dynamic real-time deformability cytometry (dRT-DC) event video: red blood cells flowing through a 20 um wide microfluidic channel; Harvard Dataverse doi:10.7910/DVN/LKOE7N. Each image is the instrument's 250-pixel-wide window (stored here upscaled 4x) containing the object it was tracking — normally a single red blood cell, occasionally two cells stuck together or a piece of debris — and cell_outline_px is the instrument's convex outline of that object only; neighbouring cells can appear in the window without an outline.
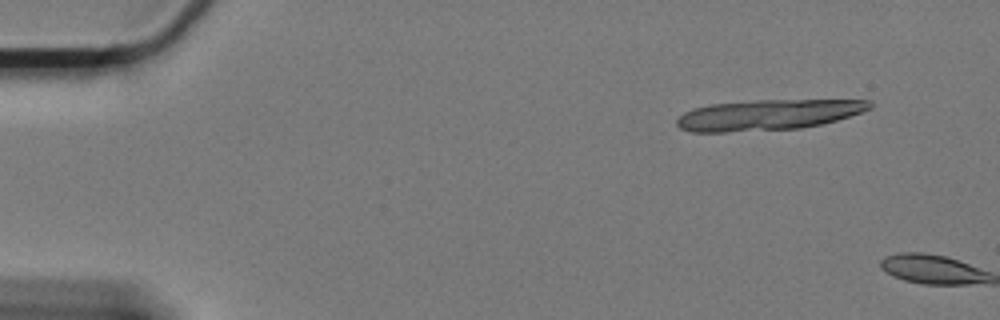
{"species": "Egyptian fruit bat (a non-hibernating species)", "species_latin": "Rousettus aegyptiacus", "temperature_condition": "cold", "stored_images_in_passage": 2, "camera_frame_rate_fps": 3000, "um_per_image_px": 0.085, "animal": {"sex": "female"}, "frame": {"image": 1, "passage_image": 1, "time_ms": 0.0, "image_size_px": [1000, 320], "cell_outline_px": [[872, 108], [836, 120], [820, 124], [800, 128], [724, 132], [692, 132], [680, 128], [676, 124], [676, 120], [684, 112], [692, 108], [708, 104], [756, 100], [872, 100]], "centroid_in_image_um": [65.23, 9.75], "position_along_channel_um": 19.8, "area_um2": 34.28}}